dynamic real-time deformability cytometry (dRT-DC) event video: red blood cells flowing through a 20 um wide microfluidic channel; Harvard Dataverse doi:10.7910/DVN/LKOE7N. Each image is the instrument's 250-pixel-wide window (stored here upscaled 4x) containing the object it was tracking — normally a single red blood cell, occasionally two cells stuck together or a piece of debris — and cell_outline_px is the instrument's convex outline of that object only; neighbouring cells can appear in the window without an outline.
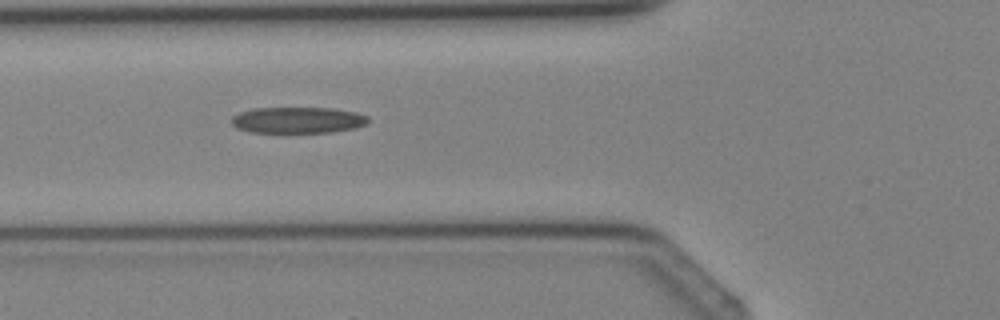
{"species": "Egyptian fruit bat (a non-hibernating species)", "species_latin": "Rousettus aegyptiacus", "temperature_condition": "cold", "stored_images_in_passage": 4, "camera_frame_rate_fps": 3000, "um_per_image_px": 0.085, "animal": {"sex": "female"}, "frame": {"image": 1, "passage_image": 4, "time_ms": 4.333, "image_size_px": [1000, 320], "cell_outline_px": [[368, 124], [356, 128], [328, 132], [248, 132], [236, 128], [232, 124], [232, 116], [240, 112], [252, 108], [332, 108], [356, 112], [368, 116]], "centroid_in_image_um": [25.31, 10.2], "position_along_channel_um": 100.5, "area_um2": 20.92}}